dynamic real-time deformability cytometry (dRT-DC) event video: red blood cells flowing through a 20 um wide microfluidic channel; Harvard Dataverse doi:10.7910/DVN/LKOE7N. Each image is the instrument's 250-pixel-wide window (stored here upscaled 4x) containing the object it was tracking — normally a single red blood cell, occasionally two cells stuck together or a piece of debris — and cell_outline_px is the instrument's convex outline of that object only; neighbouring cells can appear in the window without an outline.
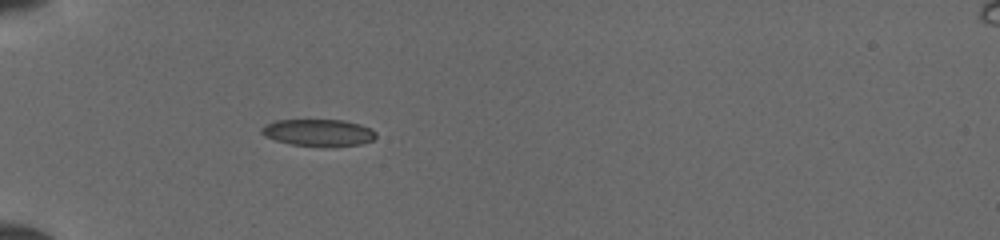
{"species": "common noctule bat (a hibernating species)", "species_latin": "Nyctalus noctula", "temperature_condition": "cold", "stored_images_in_passage": 34, "camera_frame_rate_fps": 3000, "um_per_image_px": 0.085, "animal": {"sex": "female", "body_mass_g": 19.5, "forearm_length_mm": 54.1}, "frame": {"image": 1, "passage_image": 1, "time_ms": 0.0, "image_size_px": [1000, 240], "cell_outline_px": [[376, 136], [372, 140], [360, 144], [332, 148], [292, 144], [276, 140], [264, 136], [260, 132], [260, 128], [264, 124], [276, 120], [344, 120], [360, 124], [372, 128], [376, 132]], "centroid_in_image_um": [27.08, 11.28], "position_along_channel_um": 57.9, "area_um2": 18.32}}
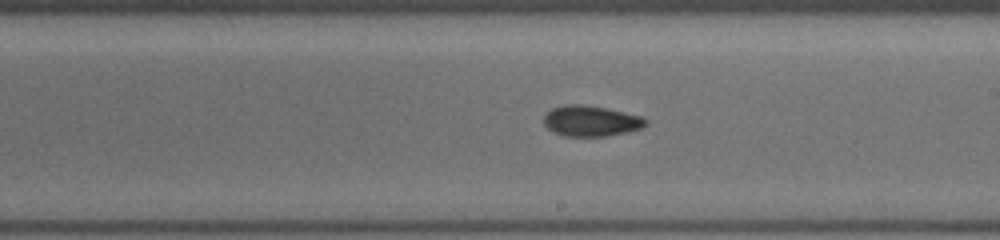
{"frame": {"image": 2, "passage_image": 15, "time_ms": 4.667, "image_size_px": [1000, 240], "cell_outline_px": [[648, 124], [640, 128], [628, 132], [608, 136], [560, 136], [552, 132], [544, 124], [544, 116], [552, 108], [564, 104], [580, 104], [608, 108], [640, 116], [648, 120]], "centroid_in_image_um": [50.22, 10.28], "position_along_channel_um": 238.8, "area_um2": 18.38}}
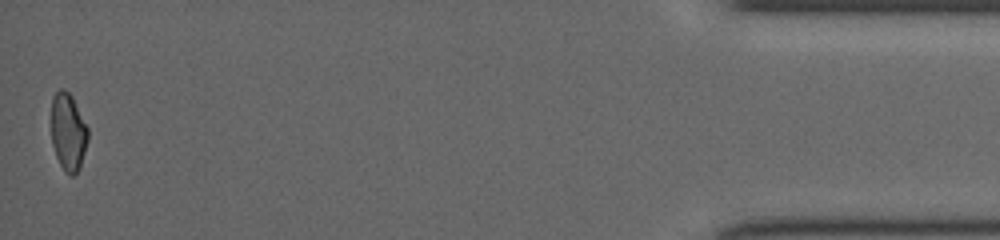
{"frame": {"image": 3, "passage_image": 34, "time_ms": 11.0, "image_size_px": [1000, 240], "cell_outline_px": [[88, 140], [80, 168], [72, 176], [68, 176], [64, 172], [56, 156], [52, 144], [52, 96], [60, 88], [64, 88], [72, 96], [88, 128]], "centroid_in_image_um": [5.8, 11.23], "position_along_channel_um": 429.4, "area_um2": 16.65}}